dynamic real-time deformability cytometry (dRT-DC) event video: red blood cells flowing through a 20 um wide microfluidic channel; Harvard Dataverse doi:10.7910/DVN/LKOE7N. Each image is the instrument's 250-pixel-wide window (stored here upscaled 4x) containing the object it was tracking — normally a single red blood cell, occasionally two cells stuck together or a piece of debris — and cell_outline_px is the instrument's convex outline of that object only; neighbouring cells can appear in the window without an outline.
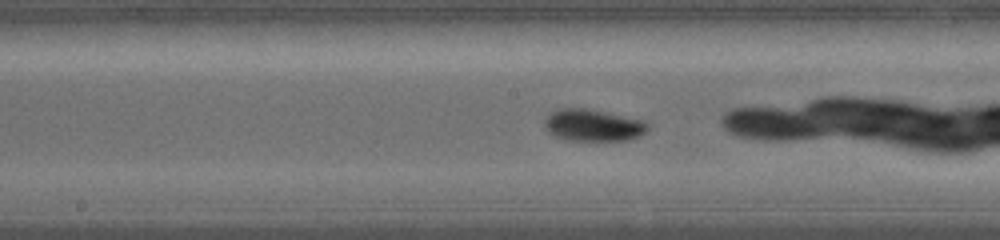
{"species": "common noctule bat (a hibernating species)", "species_latin": "Nyctalus noctula", "temperature_condition": "warm", "stored_images_in_passage": 19, "camera_frame_rate_fps": 5000, "um_per_image_px": 0.085, "animal": {"sex": "female", "body_mass_g": 19.0, "forearm_length_mm": 56.7}, "frame": {"image": 1, "passage_image": 11, "time_ms": 3.4, "image_size_px": [1000, 240], "cell_outline_px": [[648, 128], [640, 136], [628, 140], [568, 140], [556, 136], [548, 132], [544, 128], [544, 120], [556, 108], [584, 108], [644, 120], [648, 124]], "centroid_in_image_um": [50.39, 10.64], "position_along_channel_um": 197.8, "area_um2": 19.07}}
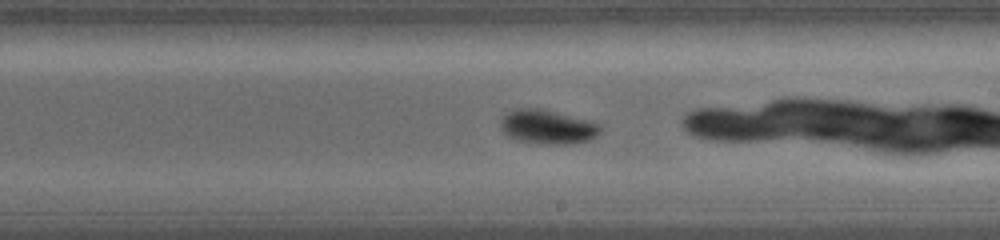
{"frame": {"image": 2, "passage_image": 16, "time_ms": 4.6, "image_size_px": [1000, 240], "cell_outline_px": [[600, 132], [596, 136], [588, 140], [572, 144], [544, 144], [516, 140], [508, 136], [500, 128], [500, 120], [508, 112], [516, 108], [540, 108], [600, 124]], "centroid_in_image_um": [46.5, 10.79], "position_along_channel_um": 242.5, "area_um2": 19.65}}